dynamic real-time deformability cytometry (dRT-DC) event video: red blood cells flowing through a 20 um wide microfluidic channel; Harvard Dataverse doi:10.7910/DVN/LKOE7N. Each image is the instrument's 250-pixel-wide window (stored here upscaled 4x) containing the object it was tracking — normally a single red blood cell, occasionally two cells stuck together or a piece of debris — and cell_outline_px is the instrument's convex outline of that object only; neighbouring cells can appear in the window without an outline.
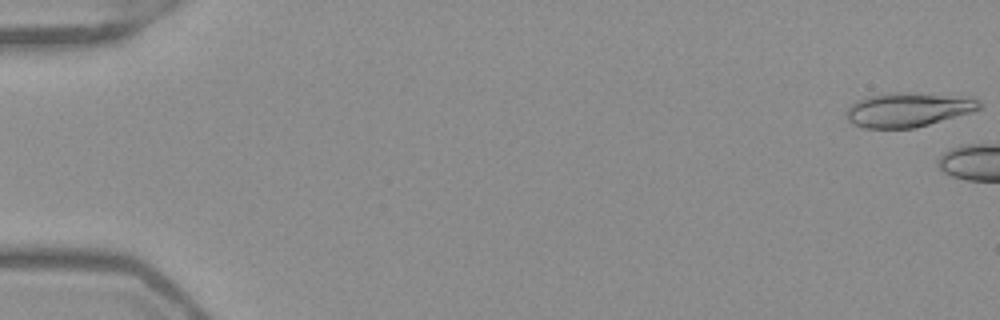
{"species": "Egyptian fruit bat (a non-hibernating species)", "species_latin": "Rousettus aegyptiacus", "temperature_condition": "warm", "stored_images_in_passage": 4, "camera_frame_rate_fps": 3000, "um_per_image_px": 0.085, "frame": {"image": 1, "passage_image": 1, "time_ms": 0.0, "image_size_px": [1000, 320], "cell_outline_px": [[984, 104], [980, 108], [972, 112], [916, 128], [864, 128], [852, 124], [848, 120], [844, 112], [856, 100], [868, 96], [892, 92], [896, 92], [968, 96], [980, 100]], "centroid_in_image_um": [77.2, 9.32], "position_along_channel_um": 7.8, "area_um2": 26.88}}